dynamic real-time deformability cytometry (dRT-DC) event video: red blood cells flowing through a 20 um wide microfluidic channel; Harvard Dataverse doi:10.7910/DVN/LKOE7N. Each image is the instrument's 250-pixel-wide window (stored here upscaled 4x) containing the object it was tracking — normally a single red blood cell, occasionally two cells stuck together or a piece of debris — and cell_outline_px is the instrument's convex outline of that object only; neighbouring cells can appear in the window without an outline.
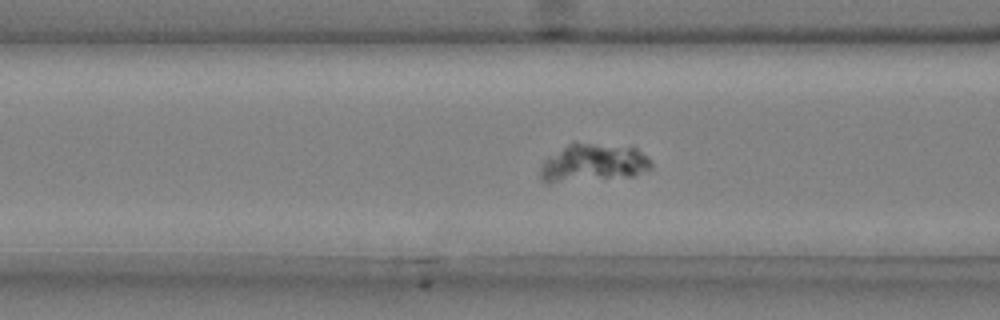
{"species": "common noctule bat (a hibernating species)", "species_latin": "Nyctalus noctula", "temperature_condition": "cold", "stored_images_in_passage": 54, "camera_frame_rate_fps": 3000, "um_per_image_px": 0.085, "animal": {"sex": "male", "body_mass_g": 20.4}, "frame": {"image": 1, "passage_image": 22, "time_ms": 7.0, "image_size_px": [1000, 320], "cell_outline_px": [[652, 168], [632, 176], [548, 184], [544, 184], [540, 180], [540, 168], [544, 160], [548, 156], [572, 140], [636, 148], [648, 156], [652, 160]], "centroid_in_image_um": [50.36, 13.84], "position_along_channel_um": 116.2, "area_um2": 25.37}}
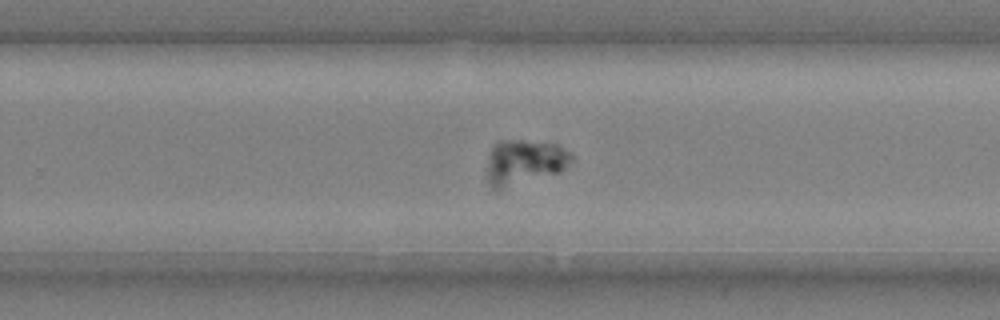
{"frame": {"image": 2, "passage_image": 36, "time_ms": 11.667, "image_size_px": [1000, 320], "cell_outline_px": [[572, 160], [564, 168], [556, 172], [496, 192], [488, 184], [488, 164], [492, 148], [500, 140], [524, 140], [556, 144], [568, 152], [572, 156]], "centroid_in_image_um": [44.52, 13.8], "position_along_channel_um": 285.3, "area_um2": 21.85}}
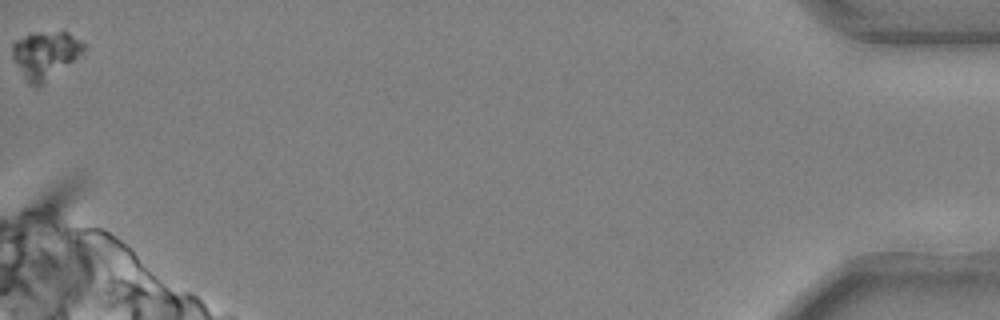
{"frame": {"image": 3, "passage_image": 54, "time_ms": 17.667, "image_size_px": [1000, 320], "cell_outline_px": [[88, 48], [44, 84], [28, 84], [12, 56], [12, 44], [16, 40], [32, 32], [68, 32], [88, 44]], "centroid_in_image_um": [3.89, 4.62], "position_along_channel_um": 431.3, "area_um2": 19.59}}